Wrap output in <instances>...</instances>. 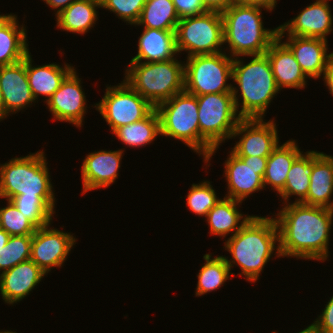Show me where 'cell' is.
<instances>
[{
  "label": "cell",
  "instance_id": "12",
  "mask_svg": "<svg viewBox=\"0 0 333 333\" xmlns=\"http://www.w3.org/2000/svg\"><path fill=\"white\" fill-rule=\"evenodd\" d=\"M224 164L227 195L224 197L245 201L249 195L264 190L263 176L268 157H238L232 151Z\"/></svg>",
  "mask_w": 333,
  "mask_h": 333
},
{
  "label": "cell",
  "instance_id": "31",
  "mask_svg": "<svg viewBox=\"0 0 333 333\" xmlns=\"http://www.w3.org/2000/svg\"><path fill=\"white\" fill-rule=\"evenodd\" d=\"M203 259L205 263L197 274L196 297L220 289L227 280L234 276L223 255L212 257L211 253H207L203 256Z\"/></svg>",
  "mask_w": 333,
  "mask_h": 333
},
{
  "label": "cell",
  "instance_id": "21",
  "mask_svg": "<svg viewBox=\"0 0 333 333\" xmlns=\"http://www.w3.org/2000/svg\"><path fill=\"white\" fill-rule=\"evenodd\" d=\"M282 40L284 39L277 37L265 52L271 63L276 85L280 91L283 88L304 89L308 77Z\"/></svg>",
  "mask_w": 333,
  "mask_h": 333
},
{
  "label": "cell",
  "instance_id": "23",
  "mask_svg": "<svg viewBox=\"0 0 333 333\" xmlns=\"http://www.w3.org/2000/svg\"><path fill=\"white\" fill-rule=\"evenodd\" d=\"M333 156L313 150V169L307 197L301 202L307 205L333 209Z\"/></svg>",
  "mask_w": 333,
  "mask_h": 333
},
{
  "label": "cell",
  "instance_id": "15",
  "mask_svg": "<svg viewBox=\"0 0 333 333\" xmlns=\"http://www.w3.org/2000/svg\"><path fill=\"white\" fill-rule=\"evenodd\" d=\"M81 80L74 68L46 102L55 121L71 123L77 128H82L87 100Z\"/></svg>",
  "mask_w": 333,
  "mask_h": 333
},
{
  "label": "cell",
  "instance_id": "5",
  "mask_svg": "<svg viewBox=\"0 0 333 333\" xmlns=\"http://www.w3.org/2000/svg\"><path fill=\"white\" fill-rule=\"evenodd\" d=\"M260 6L233 4L224 12L223 37L230 57L262 55L277 38L278 27L264 28ZM227 43V44H226Z\"/></svg>",
  "mask_w": 333,
  "mask_h": 333
},
{
  "label": "cell",
  "instance_id": "41",
  "mask_svg": "<svg viewBox=\"0 0 333 333\" xmlns=\"http://www.w3.org/2000/svg\"><path fill=\"white\" fill-rule=\"evenodd\" d=\"M238 5L260 6L268 9L270 12L275 9L277 0H234Z\"/></svg>",
  "mask_w": 333,
  "mask_h": 333
},
{
  "label": "cell",
  "instance_id": "42",
  "mask_svg": "<svg viewBox=\"0 0 333 333\" xmlns=\"http://www.w3.org/2000/svg\"><path fill=\"white\" fill-rule=\"evenodd\" d=\"M45 2L52 10L56 11L55 16L66 9L70 4L77 0H42Z\"/></svg>",
  "mask_w": 333,
  "mask_h": 333
},
{
  "label": "cell",
  "instance_id": "27",
  "mask_svg": "<svg viewBox=\"0 0 333 333\" xmlns=\"http://www.w3.org/2000/svg\"><path fill=\"white\" fill-rule=\"evenodd\" d=\"M241 201L231 198H221V200L208 212L206 222L210 229V235L225 238L232 237L249 220L250 215H244L238 208ZM242 220V221H241Z\"/></svg>",
  "mask_w": 333,
  "mask_h": 333
},
{
  "label": "cell",
  "instance_id": "48",
  "mask_svg": "<svg viewBox=\"0 0 333 333\" xmlns=\"http://www.w3.org/2000/svg\"><path fill=\"white\" fill-rule=\"evenodd\" d=\"M316 1H320V2H328V3H329V0H316Z\"/></svg>",
  "mask_w": 333,
  "mask_h": 333
},
{
  "label": "cell",
  "instance_id": "30",
  "mask_svg": "<svg viewBox=\"0 0 333 333\" xmlns=\"http://www.w3.org/2000/svg\"><path fill=\"white\" fill-rule=\"evenodd\" d=\"M123 144L130 148L142 147L151 144L159 135L161 136L160 118L154 109L146 118L117 128L113 133Z\"/></svg>",
  "mask_w": 333,
  "mask_h": 333
},
{
  "label": "cell",
  "instance_id": "11",
  "mask_svg": "<svg viewBox=\"0 0 333 333\" xmlns=\"http://www.w3.org/2000/svg\"><path fill=\"white\" fill-rule=\"evenodd\" d=\"M118 84L107 85L102 100L92 106L105 119L111 133L121 126L146 118L155 109L124 79Z\"/></svg>",
  "mask_w": 333,
  "mask_h": 333
},
{
  "label": "cell",
  "instance_id": "47",
  "mask_svg": "<svg viewBox=\"0 0 333 333\" xmlns=\"http://www.w3.org/2000/svg\"><path fill=\"white\" fill-rule=\"evenodd\" d=\"M0 333H17V332H16V331L13 332V331H11V330H5V331H4V330H3V331L1 330Z\"/></svg>",
  "mask_w": 333,
  "mask_h": 333
},
{
  "label": "cell",
  "instance_id": "25",
  "mask_svg": "<svg viewBox=\"0 0 333 333\" xmlns=\"http://www.w3.org/2000/svg\"><path fill=\"white\" fill-rule=\"evenodd\" d=\"M26 56V73L34 98L45 96L46 103L54 92L60 87L65 77L75 68L68 63L62 66L55 63L45 65H32V55Z\"/></svg>",
  "mask_w": 333,
  "mask_h": 333
},
{
  "label": "cell",
  "instance_id": "17",
  "mask_svg": "<svg viewBox=\"0 0 333 333\" xmlns=\"http://www.w3.org/2000/svg\"><path fill=\"white\" fill-rule=\"evenodd\" d=\"M330 7L328 2H313L301 10L296 17L279 25L278 34L327 40L328 34L333 30Z\"/></svg>",
  "mask_w": 333,
  "mask_h": 333
},
{
  "label": "cell",
  "instance_id": "43",
  "mask_svg": "<svg viewBox=\"0 0 333 333\" xmlns=\"http://www.w3.org/2000/svg\"><path fill=\"white\" fill-rule=\"evenodd\" d=\"M325 86L328 88L329 93L333 96V57L328 61L323 78Z\"/></svg>",
  "mask_w": 333,
  "mask_h": 333
},
{
  "label": "cell",
  "instance_id": "36",
  "mask_svg": "<svg viewBox=\"0 0 333 333\" xmlns=\"http://www.w3.org/2000/svg\"><path fill=\"white\" fill-rule=\"evenodd\" d=\"M0 208V228L10 236L33 235L37 227L20 212L11 200Z\"/></svg>",
  "mask_w": 333,
  "mask_h": 333
},
{
  "label": "cell",
  "instance_id": "18",
  "mask_svg": "<svg viewBox=\"0 0 333 333\" xmlns=\"http://www.w3.org/2000/svg\"><path fill=\"white\" fill-rule=\"evenodd\" d=\"M0 89L8 116L36 103L26 73V57L15 64L0 67Z\"/></svg>",
  "mask_w": 333,
  "mask_h": 333
},
{
  "label": "cell",
  "instance_id": "3",
  "mask_svg": "<svg viewBox=\"0 0 333 333\" xmlns=\"http://www.w3.org/2000/svg\"><path fill=\"white\" fill-rule=\"evenodd\" d=\"M251 57L252 60L246 64L242 58H234L232 80L238 86L232 85V95L237 113L242 119H264L266 110L280 90L276 85L268 56L262 54ZM238 93L242 101L239 100Z\"/></svg>",
  "mask_w": 333,
  "mask_h": 333
},
{
  "label": "cell",
  "instance_id": "4",
  "mask_svg": "<svg viewBox=\"0 0 333 333\" xmlns=\"http://www.w3.org/2000/svg\"><path fill=\"white\" fill-rule=\"evenodd\" d=\"M45 152L39 150L27 156L14 157L0 163V198H41L54 212L55 193Z\"/></svg>",
  "mask_w": 333,
  "mask_h": 333
},
{
  "label": "cell",
  "instance_id": "28",
  "mask_svg": "<svg viewBox=\"0 0 333 333\" xmlns=\"http://www.w3.org/2000/svg\"><path fill=\"white\" fill-rule=\"evenodd\" d=\"M100 0H77L56 15V28L84 35L96 24Z\"/></svg>",
  "mask_w": 333,
  "mask_h": 333
},
{
  "label": "cell",
  "instance_id": "7",
  "mask_svg": "<svg viewBox=\"0 0 333 333\" xmlns=\"http://www.w3.org/2000/svg\"><path fill=\"white\" fill-rule=\"evenodd\" d=\"M124 80L155 108L184 91V62H130Z\"/></svg>",
  "mask_w": 333,
  "mask_h": 333
},
{
  "label": "cell",
  "instance_id": "44",
  "mask_svg": "<svg viewBox=\"0 0 333 333\" xmlns=\"http://www.w3.org/2000/svg\"><path fill=\"white\" fill-rule=\"evenodd\" d=\"M10 238V235L2 228H0V248L5 246V244L8 242Z\"/></svg>",
  "mask_w": 333,
  "mask_h": 333
},
{
  "label": "cell",
  "instance_id": "6",
  "mask_svg": "<svg viewBox=\"0 0 333 333\" xmlns=\"http://www.w3.org/2000/svg\"><path fill=\"white\" fill-rule=\"evenodd\" d=\"M200 130V155L205 166L219 145L232 139L237 124L242 119L237 113L232 93H211L197 96ZM209 163V164H207Z\"/></svg>",
  "mask_w": 333,
  "mask_h": 333
},
{
  "label": "cell",
  "instance_id": "39",
  "mask_svg": "<svg viewBox=\"0 0 333 333\" xmlns=\"http://www.w3.org/2000/svg\"><path fill=\"white\" fill-rule=\"evenodd\" d=\"M318 333H333V296L325 305L321 314L310 324Z\"/></svg>",
  "mask_w": 333,
  "mask_h": 333
},
{
  "label": "cell",
  "instance_id": "45",
  "mask_svg": "<svg viewBox=\"0 0 333 333\" xmlns=\"http://www.w3.org/2000/svg\"><path fill=\"white\" fill-rule=\"evenodd\" d=\"M7 116L8 115L5 113V110H4V102H3L2 92L0 89V122L2 120H5V118H7Z\"/></svg>",
  "mask_w": 333,
  "mask_h": 333
},
{
  "label": "cell",
  "instance_id": "37",
  "mask_svg": "<svg viewBox=\"0 0 333 333\" xmlns=\"http://www.w3.org/2000/svg\"><path fill=\"white\" fill-rule=\"evenodd\" d=\"M147 0H100L101 8L116 14L119 19L135 25Z\"/></svg>",
  "mask_w": 333,
  "mask_h": 333
},
{
  "label": "cell",
  "instance_id": "38",
  "mask_svg": "<svg viewBox=\"0 0 333 333\" xmlns=\"http://www.w3.org/2000/svg\"><path fill=\"white\" fill-rule=\"evenodd\" d=\"M179 19L198 16L206 13L203 0H172Z\"/></svg>",
  "mask_w": 333,
  "mask_h": 333
},
{
  "label": "cell",
  "instance_id": "8",
  "mask_svg": "<svg viewBox=\"0 0 333 333\" xmlns=\"http://www.w3.org/2000/svg\"><path fill=\"white\" fill-rule=\"evenodd\" d=\"M234 58L226 52L194 55L184 63V91L195 95L232 93Z\"/></svg>",
  "mask_w": 333,
  "mask_h": 333
},
{
  "label": "cell",
  "instance_id": "19",
  "mask_svg": "<svg viewBox=\"0 0 333 333\" xmlns=\"http://www.w3.org/2000/svg\"><path fill=\"white\" fill-rule=\"evenodd\" d=\"M278 38L287 37L282 41L293 53L305 75L311 79L323 78L328 61L333 57L329 54L328 40L322 38L298 37L278 34Z\"/></svg>",
  "mask_w": 333,
  "mask_h": 333
},
{
  "label": "cell",
  "instance_id": "24",
  "mask_svg": "<svg viewBox=\"0 0 333 333\" xmlns=\"http://www.w3.org/2000/svg\"><path fill=\"white\" fill-rule=\"evenodd\" d=\"M17 15L0 14V67L22 61L29 53L26 26Z\"/></svg>",
  "mask_w": 333,
  "mask_h": 333
},
{
  "label": "cell",
  "instance_id": "29",
  "mask_svg": "<svg viewBox=\"0 0 333 333\" xmlns=\"http://www.w3.org/2000/svg\"><path fill=\"white\" fill-rule=\"evenodd\" d=\"M313 169V150L302 153L292 164L284 189L278 194L284 205L289 204L290 197L296 196L294 202L301 203L308 194L310 175Z\"/></svg>",
  "mask_w": 333,
  "mask_h": 333
},
{
  "label": "cell",
  "instance_id": "14",
  "mask_svg": "<svg viewBox=\"0 0 333 333\" xmlns=\"http://www.w3.org/2000/svg\"><path fill=\"white\" fill-rule=\"evenodd\" d=\"M50 225L37 228L32 235L30 258L47 275L51 269L62 267L77 243L73 233H66Z\"/></svg>",
  "mask_w": 333,
  "mask_h": 333
},
{
  "label": "cell",
  "instance_id": "1",
  "mask_svg": "<svg viewBox=\"0 0 333 333\" xmlns=\"http://www.w3.org/2000/svg\"><path fill=\"white\" fill-rule=\"evenodd\" d=\"M275 214L281 257L326 261L329 258L333 209L289 203Z\"/></svg>",
  "mask_w": 333,
  "mask_h": 333
},
{
  "label": "cell",
  "instance_id": "46",
  "mask_svg": "<svg viewBox=\"0 0 333 333\" xmlns=\"http://www.w3.org/2000/svg\"><path fill=\"white\" fill-rule=\"evenodd\" d=\"M298 333H318L311 325H308V327L304 328Z\"/></svg>",
  "mask_w": 333,
  "mask_h": 333
},
{
  "label": "cell",
  "instance_id": "34",
  "mask_svg": "<svg viewBox=\"0 0 333 333\" xmlns=\"http://www.w3.org/2000/svg\"><path fill=\"white\" fill-rule=\"evenodd\" d=\"M208 180L192 184L187 194L186 205L195 215L206 217L208 212L221 200Z\"/></svg>",
  "mask_w": 333,
  "mask_h": 333
},
{
  "label": "cell",
  "instance_id": "10",
  "mask_svg": "<svg viewBox=\"0 0 333 333\" xmlns=\"http://www.w3.org/2000/svg\"><path fill=\"white\" fill-rule=\"evenodd\" d=\"M176 46L180 55L188 56L225 52L223 18L220 12L207 11L198 16L179 20L176 30Z\"/></svg>",
  "mask_w": 333,
  "mask_h": 333
},
{
  "label": "cell",
  "instance_id": "16",
  "mask_svg": "<svg viewBox=\"0 0 333 333\" xmlns=\"http://www.w3.org/2000/svg\"><path fill=\"white\" fill-rule=\"evenodd\" d=\"M123 149L88 153L81 166L82 194L107 188L118 178Z\"/></svg>",
  "mask_w": 333,
  "mask_h": 333
},
{
  "label": "cell",
  "instance_id": "20",
  "mask_svg": "<svg viewBox=\"0 0 333 333\" xmlns=\"http://www.w3.org/2000/svg\"><path fill=\"white\" fill-rule=\"evenodd\" d=\"M47 274L31 259L0 274V296L5 304L22 301Z\"/></svg>",
  "mask_w": 333,
  "mask_h": 333
},
{
  "label": "cell",
  "instance_id": "22",
  "mask_svg": "<svg viewBox=\"0 0 333 333\" xmlns=\"http://www.w3.org/2000/svg\"><path fill=\"white\" fill-rule=\"evenodd\" d=\"M138 53L130 62H164L178 55L175 30L143 28L138 37Z\"/></svg>",
  "mask_w": 333,
  "mask_h": 333
},
{
  "label": "cell",
  "instance_id": "33",
  "mask_svg": "<svg viewBox=\"0 0 333 333\" xmlns=\"http://www.w3.org/2000/svg\"><path fill=\"white\" fill-rule=\"evenodd\" d=\"M32 235L10 236L0 248V274L31 258Z\"/></svg>",
  "mask_w": 333,
  "mask_h": 333
},
{
  "label": "cell",
  "instance_id": "35",
  "mask_svg": "<svg viewBox=\"0 0 333 333\" xmlns=\"http://www.w3.org/2000/svg\"><path fill=\"white\" fill-rule=\"evenodd\" d=\"M11 201L37 228L52 223L55 212L41 198L13 197Z\"/></svg>",
  "mask_w": 333,
  "mask_h": 333
},
{
  "label": "cell",
  "instance_id": "26",
  "mask_svg": "<svg viewBox=\"0 0 333 333\" xmlns=\"http://www.w3.org/2000/svg\"><path fill=\"white\" fill-rule=\"evenodd\" d=\"M303 152L296 140H287L278 145L267 159V166L263 176L264 187L270 186L278 194L284 189L288 172L294 161Z\"/></svg>",
  "mask_w": 333,
  "mask_h": 333
},
{
  "label": "cell",
  "instance_id": "32",
  "mask_svg": "<svg viewBox=\"0 0 333 333\" xmlns=\"http://www.w3.org/2000/svg\"><path fill=\"white\" fill-rule=\"evenodd\" d=\"M172 0H147L134 25L159 30H176L179 22Z\"/></svg>",
  "mask_w": 333,
  "mask_h": 333
},
{
  "label": "cell",
  "instance_id": "9",
  "mask_svg": "<svg viewBox=\"0 0 333 333\" xmlns=\"http://www.w3.org/2000/svg\"><path fill=\"white\" fill-rule=\"evenodd\" d=\"M155 109L160 118L161 135L182 141L200 156L197 96L183 91Z\"/></svg>",
  "mask_w": 333,
  "mask_h": 333
},
{
  "label": "cell",
  "instance_id": "2",
  "mask_svg": "<svg viewBox=\"0 0 333 333\" xmlns=\"http://www.w3.org/2000/svg\"><path fill=\"white\" fill-rule=\"evenodd\" d=\"M224 249L231 255L230 259L224 256L230 270L238 265L241 272L237 275L255 283L273 255L281 258L275 219L272 216L251 215L238 232L225 240Z\"/></svg>",
  "mask_w": 333,
  "mask_h": 333
},
{
  "label": "cell",
  "instance_id": "40",
  "mask_svg": "<svg viewBox=\"0 0 333 333\" xmlns=\"http://www.w3.org/2000/svg\"><path fill=\"white\" fill-rule=\"evenodd\" d=\"M235 4L234 0H203V5L207 11L224 12L231 5Z\"/></svg>",
  "mask_w": 333,
  "mask_h": 333
},
{
  "label": "cell",
  "instance_id": "13",
  "mask_svg": "<svg viewBox=\"0 0 333 333\" xmlns=\"http://www.w3.org/2000/svg\"><path fill=\"white\" fill-rule=\"evenodd\" d=\"M241 119L233 132L232 139L239 138L232 152L238 157H269L279 145L278 128L274 119Z\"/></svg>",
  "mask_w": 333,
  "mask_h": 333
}]
</instances>
